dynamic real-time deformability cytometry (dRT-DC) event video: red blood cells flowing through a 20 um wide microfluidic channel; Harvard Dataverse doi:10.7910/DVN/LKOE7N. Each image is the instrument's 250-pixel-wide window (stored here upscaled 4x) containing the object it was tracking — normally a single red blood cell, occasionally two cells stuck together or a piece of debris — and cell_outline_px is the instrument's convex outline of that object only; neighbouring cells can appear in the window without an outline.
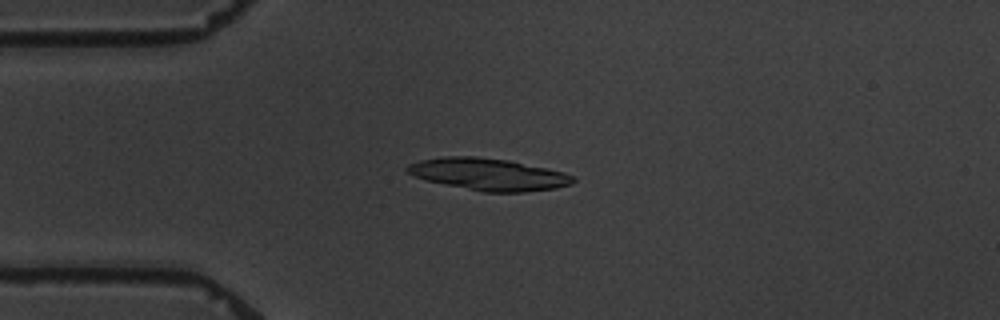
{"species": "common noctule bat (a hibernating species)", "species_latin": "Nyctalus noctula", "temperature_condition": "warm", "stored_images_in_passage": 6, "camera_frame_rate_fps": 3000, "um_per_image_px": 0.085, "animal": {"sex": "male", "body_mass_g": 19.5, "forearm_length_mm": 54.6}, "frame": {"image": 1, "passage_image": 4, "time_ms": 3.667, "image_size_px": [1000, 320], "cell_outline_px": [[576, 180], [572, 184], [556, 188], [524, 192], [484, 192], [428, 180], [416, 176], [408, 172], [404, 168], [408, 164], [420, 160], [440, 156], [476, 156], [508, 160], [548, 168], [564, 172], [576, 176]], "centroid_in_image_um": [41.57, 14.8], "position_along_channel_um": 43.4, "area_um2": 30.92}}